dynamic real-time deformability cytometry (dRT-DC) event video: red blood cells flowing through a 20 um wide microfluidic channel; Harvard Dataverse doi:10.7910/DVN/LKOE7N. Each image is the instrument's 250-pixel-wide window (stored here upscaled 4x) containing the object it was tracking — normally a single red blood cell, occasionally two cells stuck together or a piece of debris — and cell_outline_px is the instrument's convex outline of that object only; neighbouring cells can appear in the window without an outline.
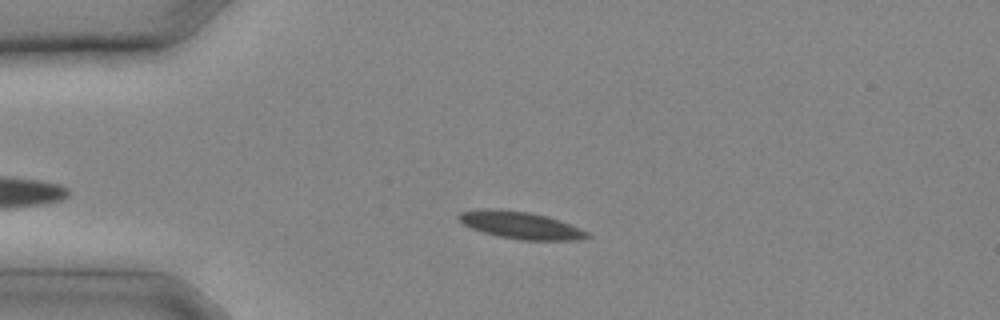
{"species": "common noctule bat (a hibernating species)", "species_latin": "Nyctalus noctula", "temperature_condition": "cold", "stored_images_in_passage": 10, "camera_frame_rate_fps": 3000, "um_per_image_px": 0.085, "animal": {"sex": "male", "body_mass_g": 20.4}, "frame": {"image": 1, "passage_image": 5, "time_ms": 1.333, "image_size_px": [1000, 320], "cell_outline_px": [[592, 236], [584, 240], [524, 240], [500, 236], [484, 232], [472, 228], [464, 224], [456, 216], [460, 212], [488, 208], [528, 212], [548, 216], [560, 220], [580, 228], [588, 232]], "centroid_in_image_um": [44.31, 19.14], "position_along_channel_um": 40.7, "area_um2": 20.23}}
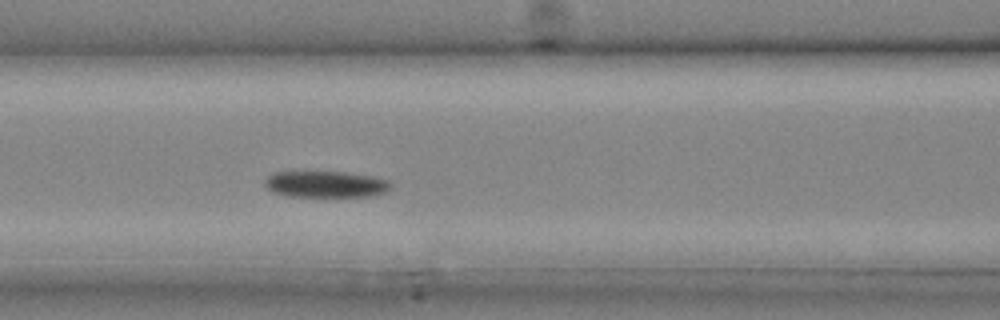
{"frame": {"image": 2, "passage_image": 10, "time_ms": 3.0, "image_size_px": [1000, 320], "cell_outline_px": [[392, 188], [388, 192], [368, 196], [288, 196], [272, 192], [264, 184], [264, 180], [272, 172], [348, 172], [376, 176], [388, 180], [392, 184]], "centroid_in_image_um": [27.73, 15.65], "position_along_channel_um": 138.9, "area_um2": 19.59}}